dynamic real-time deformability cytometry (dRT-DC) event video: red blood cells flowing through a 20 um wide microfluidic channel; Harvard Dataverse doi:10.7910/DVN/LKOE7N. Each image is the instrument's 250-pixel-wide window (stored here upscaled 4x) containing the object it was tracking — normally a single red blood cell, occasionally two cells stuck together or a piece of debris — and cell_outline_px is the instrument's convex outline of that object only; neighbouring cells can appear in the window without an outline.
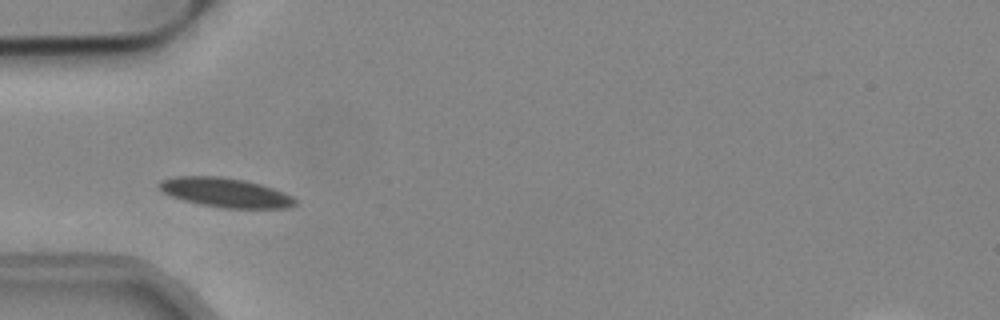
{"species": "common noctule bat (a hibernating species)", "species_latin": "Nyctalus noctula", "temperature_condition": "cold", "stored_images_in_passage": 38, "camera_frame_rate_fps": 3000, "um_per_image_px": 0.085, "animal": {"sex": "male", "body_mass_g": 19.2, "forearm_length_mm": 51.8}, "frame": {"image": 1, "passage_image": 1, "time_ms": 0.0, "image_size_px": [1000, 320], "cell_outline_px": [[296, 204], [288, 208], [224, 208], [200, 204], [184, 200], [172, 196], [164, 192], [156, 184], [160, 180], [176, 176], [220, 176], [244, 180], [260, 184], [272, 188], [292, 196], [296, 200]], "centroid_in_image_um": [19.15, 16.36], "position_along_channel_um": 65.9, "area_um2": 23.12}}
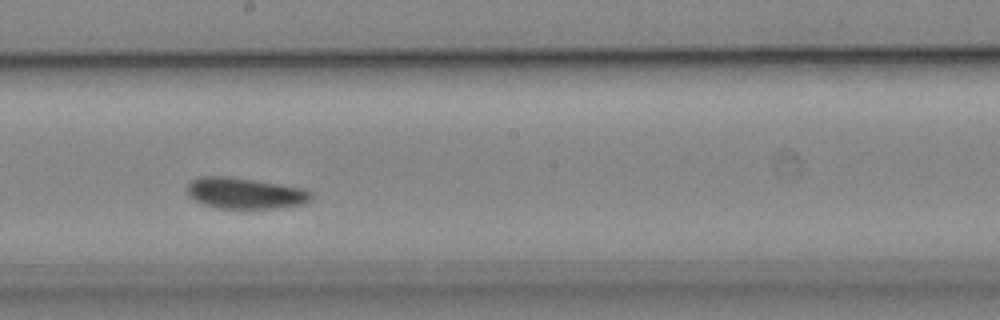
{"frame": {"image": 2, "passage_image": 14, "time_ms": 4.333, "image_size_px": [1000, 320], "cell_outline_px": [[312, 200], [304, 204], [272, 208], [216, 208], [204, 204], [196, 200], [188, 192], [188, 184], [192, 180], [200, 176], [228, 176], [300, 188], [312, 192]], "centroid_in_image_um": [20.83, 16.43], "position_along_channel_um": 227.4, "area_um2": 22.02}}
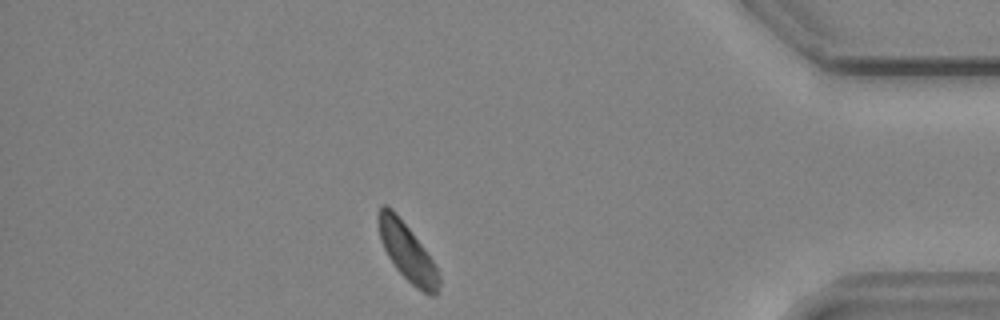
{"frame": {"image": 3, "passage_image": 31, "time_ms": 10.0, "image_size_px": [1000, 320], "cell_outline_px": [[440, 284], [436, 296], [428, 296], [416, 288], [396, 268], [388, 256], [380, 240], [376, 220], [376, 216], [380, 204], [384, 204], [392, 208], [396, 212], [432, 260], [440, 276]], "centroid_in_image_um": [34.58, 21.41], "position_along_channel_um": 400.6, "area_um2": 20.29}, "authors_computed_cell_mechanics": {"area_um2": 21.5883, "velocity_mm_per_s": 3.7531, "shape_relaxation_time_tau1_ms": 5.1733, "shape_relaxation_time_tau2_ms": 7.294, "deformation_change_tau1": 0.0724, "deformation_change_tau2": 0.0782}}